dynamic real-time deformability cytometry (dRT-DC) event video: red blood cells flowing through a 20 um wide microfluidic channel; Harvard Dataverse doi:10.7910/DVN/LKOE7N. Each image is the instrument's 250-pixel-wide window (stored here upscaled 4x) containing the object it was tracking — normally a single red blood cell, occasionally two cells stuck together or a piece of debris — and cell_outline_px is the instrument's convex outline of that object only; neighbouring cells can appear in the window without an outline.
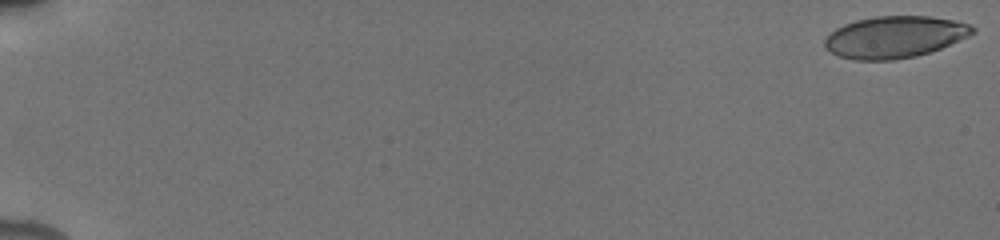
{"species": "human", "species_latin": "Homo sapiens", "temperature_condition": "cold", "stored_images_in_passage": 33, "camera_frame_rate_fps": 3000, "um_per_image_px": 0.085, "donor": {"sex": "male"}, "frame": {"image": 1, "passage_image": 1, "time_ms": 0.0, "image_size_px": [1000, 240], "cell_outline_px": [[976, 32], [968, 36], [940, 48], [916, 56], [892, 60], [856, 60], [840, 56], [832, 52], [824, 44], [824, 40], [836, 28], [844, 24], [856, 20], [876, 16], [928, 16], [952, 20], [968, 24], [976, 28]], "centroid_in_image_um": [76.05, 3.14], "position_along_channel_um": 8.9, "area_um2": 35.6}}
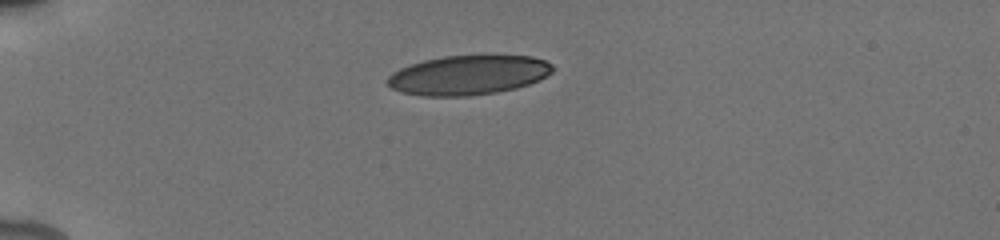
{"frame": {"image": 2, "passage_image": 29, "time_ms": 5.0, "image_size_px": [1000, 240], "cell_outline_px": [[556, 68], [552, 72], [540, 80], [516, 88], [496, 92], [468, 96], [424, 96], [400, 92], [392, 88], [388, 84], [388, 76], [392, 72], [400, 68], [424, 60], [444, 56], [532, 56], [544, 60], [552, 64]], "centroid_in_image_um": [39.82, 6.39], "position_along_channel_um": 45.2, "area_um2": 37.92}}